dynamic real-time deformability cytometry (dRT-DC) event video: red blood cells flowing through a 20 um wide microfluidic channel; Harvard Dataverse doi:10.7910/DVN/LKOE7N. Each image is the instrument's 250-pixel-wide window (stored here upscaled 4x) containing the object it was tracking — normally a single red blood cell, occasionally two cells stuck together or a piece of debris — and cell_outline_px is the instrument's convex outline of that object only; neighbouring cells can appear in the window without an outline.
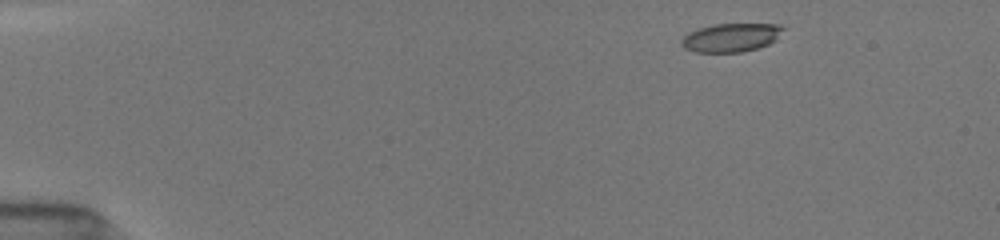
{"species": "common noctule bat (a hibernating species)", "species_latin": "Nyctalus noctula", "temperature_condition": "room temperature", "stored_images_in_passage": 56, "camera_frame_rate_fps": 3000, "um_per_image_px": 0.085, "animal": {"sex": "female", "body_mass_g": 19.5, "forearm_length_mm": 54.1}, "frame": {"image": 1, "passage_image": 1, "time_ms": 0.0, "image_size_px": [1000, 240], "cell_outline_px": [[784, 28], [776, 40], [768, 44], [756, 48], [740, 52], [696, 52], [684, 48], [680, 44], [680, 40], [688, 32], [700, 28], [716, 24], [780, 24]], "centroid_in_image_um": [62.12, 3.19], "position_along_channel_um": 22.9, "area_um2": 16.82}}
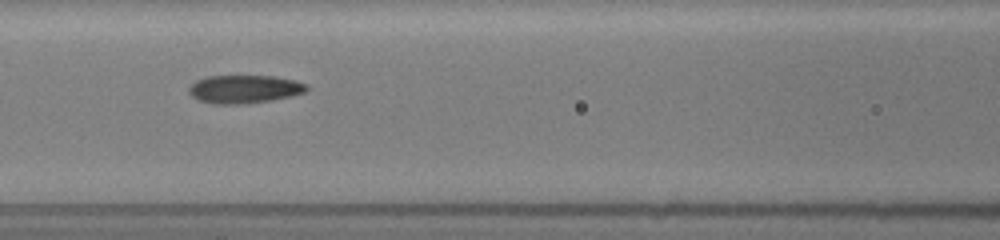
{"frame": {"image": 2, "passage_image": 18, "time_ms": 5.667, "image_size_px": [1000, 240], "cell_outline_px": [[308, 88], [304, 92], [292, 96], [272, 100], [240, 104], [212, 104], [196, 100], [188, 92], [188, 88], [196, 80], [208, 76], [276, 76], [296, 80], [308, 84]], "centroid_in_image_um": [20.76, 7.57], "position_along_channel_um": 145.8, "area_um2": 19.54}}
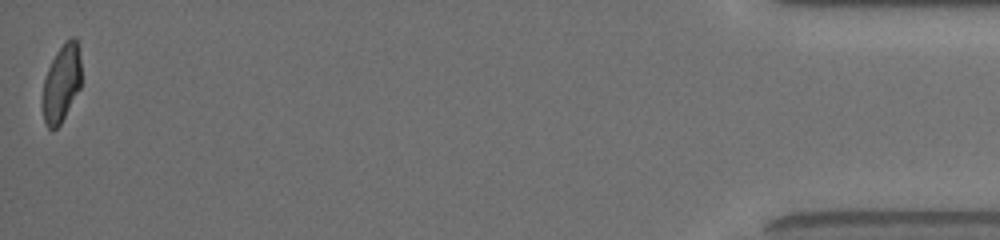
{"frame": {"image": 3, "passage_image": 56, "time_ms": 15.0, "image_size_px": [1000, 240], "cell_outline_px": [[80, 88], [60, 124], [52, 132], [44, 124], [40, 104], [40, 100], [44, 80], [48, 68], [56, 52], [64, 40], [72, 36], [76, 40], [80, 60]], "centroid_in_image_um": [5.17, 7.13], "position_along_channel_um": 430.0, "area_um2": 17.8}, "authors_computed_cell_mechanics": {"area_um2": 19.1896, "velocity_mm_per_s": 3.9563, "shape_relaxation_time_tau1_ms": 5.3039, "shape_relaxation_time_tau2_ms": 1.8471, "deformation_change_tau1": 0.1904, "deformation_change_tau2": 0.0819}}